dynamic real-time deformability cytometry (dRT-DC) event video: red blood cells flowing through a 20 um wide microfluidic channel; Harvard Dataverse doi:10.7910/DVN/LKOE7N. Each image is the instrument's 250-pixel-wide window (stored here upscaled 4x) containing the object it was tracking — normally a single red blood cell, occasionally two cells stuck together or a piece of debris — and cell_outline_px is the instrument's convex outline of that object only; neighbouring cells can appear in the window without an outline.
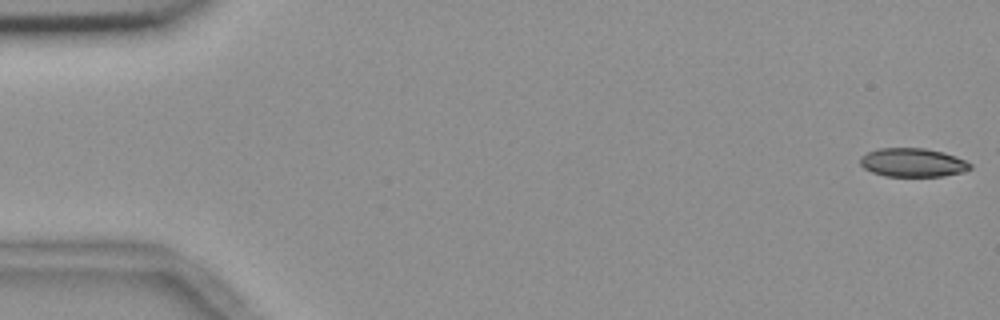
{"species": "common noctule bat (a hibernating species)", "species_latin": "Nyctalus noctula", "temperature_condition": "room temperature", "stored_images_in_passage": 16, "camera_frame_rate_fps": 3000, "um_per_image_px": 0.085, "animal": {"sex": "female", "body_mass_g": 18.4}, "frame": {"image": 1, "passage_image": 1, "time_ms": 0.0, "image_size_px": [1000, 320], "cell_outline_px": [[972, 168], [964, 172], [944, 176], [884, 176], [872, 172], [864, 168], [860, 164], [860, 156], [868, 152], [880, 148], [924, 148], [944, 152], [956, 156], [972, 164]], "centroid_in_image_um": [77.6, 13.82], "position_along_channel_um": 7.4, "area_um2": 18.5}}